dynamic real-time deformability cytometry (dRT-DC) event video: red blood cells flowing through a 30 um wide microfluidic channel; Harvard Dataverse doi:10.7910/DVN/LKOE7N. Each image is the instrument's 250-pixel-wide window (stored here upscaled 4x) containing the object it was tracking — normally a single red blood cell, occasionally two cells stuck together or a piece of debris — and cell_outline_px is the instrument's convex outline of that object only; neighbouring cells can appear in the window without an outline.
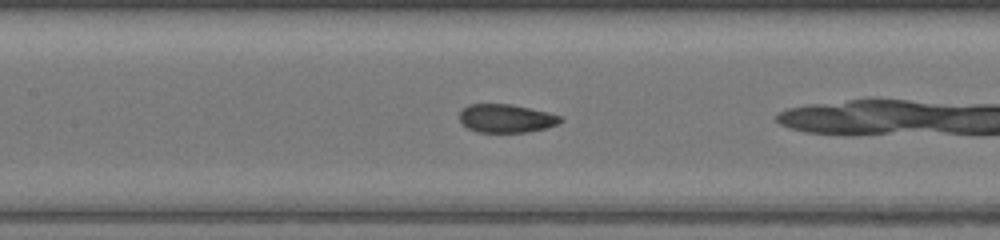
{"species": "common noctule bat (a hibernating species)", "species_latin": "Nyctalus noctula", "temperature_condition": "warm", "stored_images_in_passage": 30, "camera_frame_rate_fps": 3000, "um_per_image_px": 0.085, "animal": {"sex": "female", "body_mass_g": 17.0, "forearm_length_mm": 48.0}, "frame": {"image": 1, "passage_image": 14, "time_ms": 4.333, "image_size_px": [1000, 240], "cell_outline_px": [[564, 120], [548, 128], [528, 132], [476, 132], [468, 128], [460, 120], [460, 112], [468, 104], [512, 104], [548, 112], [564, 116]], "centroid_in_image_um": [43.07, 10.06], "position_along_channel_um": 164.3, "area_um2": 16.82}}
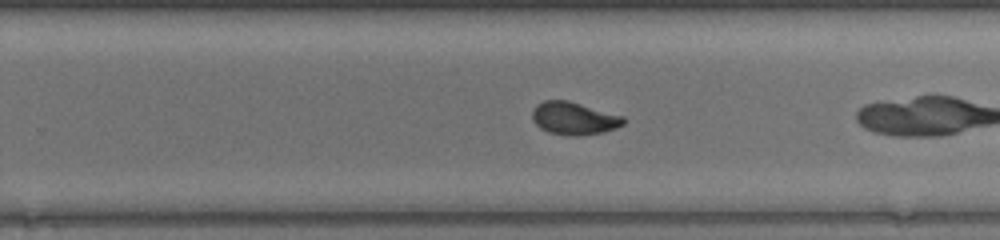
{"frame": {"image": 2, "passage_image": 22, "time_ms": 7.0, "image_size_px": [1000, 240], "cell_outline_px": [[628, 120], [624, 124], [616, 128], [604, 132], [580, 136], [568, 136], [548, 132], [540, 128], [532, 120], [532, 108], [536, 104], [544, 100], [568, 100], [624, 116]], "centroid_in_image_um": [48.79, 10.06], "position_along_channel_um": 281.0, "area_um2": 17.74}}
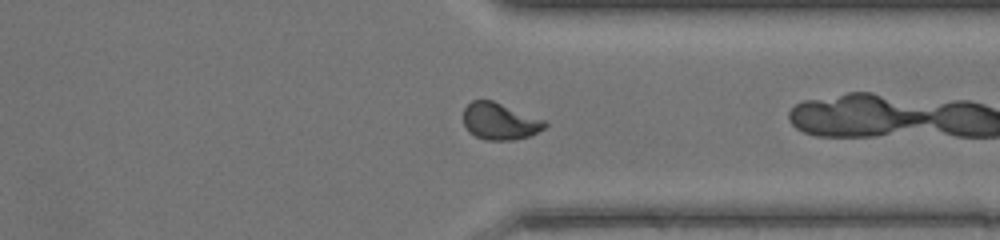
{"frame": {"image": 3, "passage_image": 28, "time_ms": 9.0, "image_size_px": [1000, 240], "cell_outline_px": [[548, 124], [544, 128], [528, 136], [512, 140], [484, 140], [468, 132], [464, 124], [464, 108], [472, 100], [492, 100], [544, 120]], "centroid_in_image_um": [42.45, 10.31], "position_along_channel_um": 369.0, "area_um2": 17.28}}